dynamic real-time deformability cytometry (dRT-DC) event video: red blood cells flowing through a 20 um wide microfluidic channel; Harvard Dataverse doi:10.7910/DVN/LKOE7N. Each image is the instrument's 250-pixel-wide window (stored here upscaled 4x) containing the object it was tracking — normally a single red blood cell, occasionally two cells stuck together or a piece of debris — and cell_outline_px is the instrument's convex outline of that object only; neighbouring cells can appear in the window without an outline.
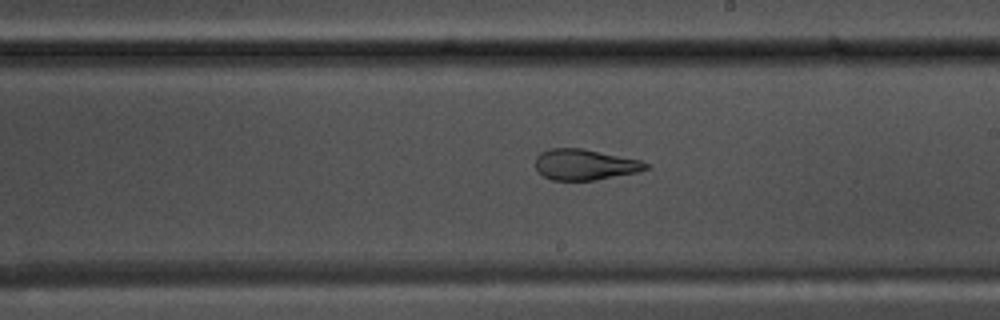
{"species": "common noctule bat (a hibernating species)", "species_latin": "Nyctalus noctula", "temperature_condition": "warm", "stored_images_in_passage": 54, "camera_frame_rate_fps": 3000, "um_per_image_px": 0.085, "animal": {"sex": "male", "body_mass_g": 17.5, "forearm_length_mm": 52.3}, "frame": {"image": 1, "passage_image": 31, "time_ms": 10.0, "image_size_px": [1000, 320], "cell_outline_px": [[648, 168], [636, 172], [596, 180], [552, 180], [544, 176], [536, 168], [536, 156], [540, 152], [552, 148], [580, 148], [640, 160], [648, 164]], "centroid_in_image_um": [49.68, 13.99], "position_along_channel_um": 239.3, "area_um2": 19.54}}
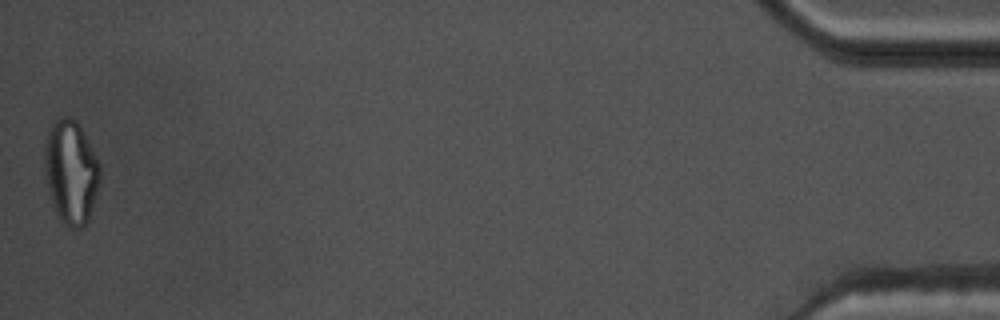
{"frame": {"image": 2, "passage_image": 54, "time_ms": 17.667, "image_size_px": [1000, 320], "cell_outline_px": [[100, 180], [88, 220], [80, 228], [68, 228], [60, 220], [52, 204], [44, 164], [44, 140], [52, 124], [60, 116], [72, 116], [80, 124], [100, 164]], "centroid_in_image_um": [6.03, 14.57], "position_along_channel_um": 429.2, "area_um2": 33.52}, "authors_computed_cell_mechanics": {"area_um2": 24.7962, "velocity_mm_per_s": 3.7037, "shape_relaxation_time_tau1_ms": null, "shape_relaxation_time_tau2_ms": 1.421, "deformation_change_tau1": null, "deformation_change_tau2": 0.1026}}